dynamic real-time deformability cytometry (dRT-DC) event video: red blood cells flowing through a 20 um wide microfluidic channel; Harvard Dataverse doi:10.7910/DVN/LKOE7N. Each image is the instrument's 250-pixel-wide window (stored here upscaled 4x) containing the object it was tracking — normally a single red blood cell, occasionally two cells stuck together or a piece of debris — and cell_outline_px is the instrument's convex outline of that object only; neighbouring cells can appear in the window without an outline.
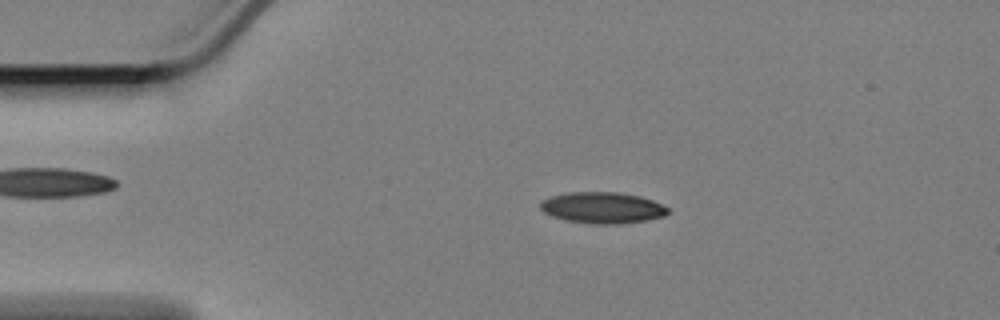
{"species": "Egyptian fruit bat (a non-hibernating species)", "species_latin": "Rousettus aegyptiacus", "temperature_condition": "cold", "stored_images_in_passage": 42, "camera_frame_rate_fps": 3000, "um_per_image_px": 0.085, "animal": {"sex": "female"}, "frame": {"image": 1, "passage_image": 3, "time_ms": 0.667, "image_size_px": [1000, 320], "cell_outline_px": [[672, 212], [664, 216], [644, 220], [616, 224], [592, 224], [568, 220], [552, 216], [544, 212], [540, 208], [540, 200], [552, 196], [568, 192], [620, 192], [640, 196], [652, 200], [668, 208]], "centroid_in_image_um": [51.2, 17.65], "position_along_channel_um": 33.8, "area_um2": 23.18}}
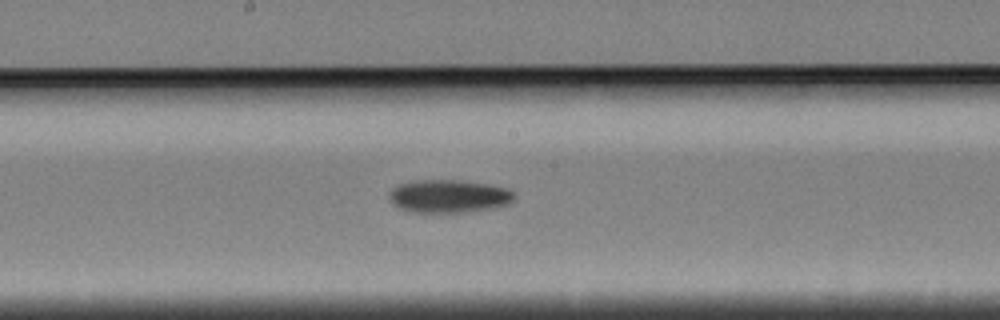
{"frame": {"image": 2, "passage_image": 22, "time_ms": 7.0, "image_size_px": [1000, 320], "cell_outline_px": [[516, 196], [508, 204], [492, 208], [464, 212], [408, 212], [396, 208], [388, 200], [388, 192], [392, 188], [400, 184], [416, 180], [456, 180], [484, 184], [508, 188]], "centroid_in_image_um": [38.06, 16.69], "position_along_channel_um": 210.1, "area_um2": 24.16}}
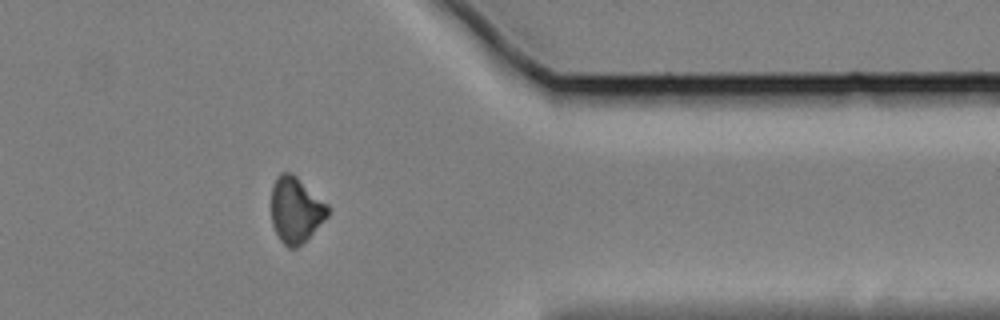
{"frame": {"image": 3, "passage_image": 39, "time_ms": 12.667, "image_size_px": [1000, 320], "cell_outline_px": [[332, 208], [328, 216], [296, 248], [288, 248], [280, 240], [272, 224], [272, 184], [276, 176], [280, 172], [292, 172], [328, 204]], "centroid_in_image_um": [25.14, 17.8], "position_along_channel_um": 386.3, "area_um2": 21.62}, "authors_computed_cell_mechanics": {"area_um2": 23.0333, "velocity_mm_per_s": 3.3776, "shape_relaxation_time_tau1_ms": 9.8562, "shape_relaxation_time_tau2_ms": null, "deformation_change_tau1": 0.1559, "deformation_change_tau2": null}}